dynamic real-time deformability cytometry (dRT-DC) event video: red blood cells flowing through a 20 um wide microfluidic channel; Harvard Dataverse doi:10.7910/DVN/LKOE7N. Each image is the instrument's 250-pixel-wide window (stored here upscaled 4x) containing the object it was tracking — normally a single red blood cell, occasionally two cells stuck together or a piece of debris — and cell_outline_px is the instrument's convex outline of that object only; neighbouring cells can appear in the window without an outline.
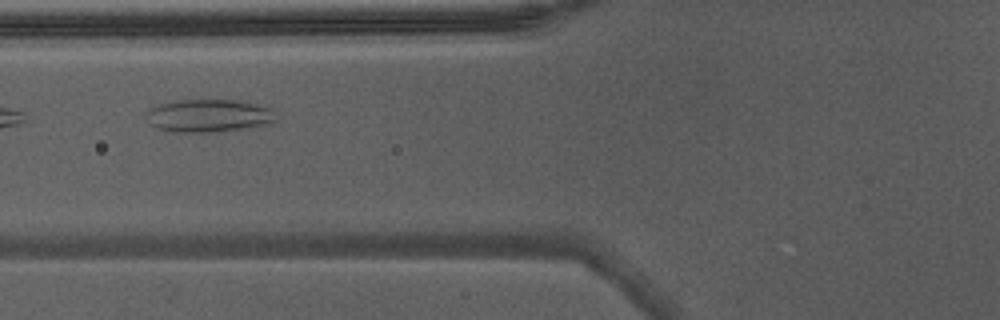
{"species": "Egyptian fruit bat (a non-hibernating species)", "species_latin": "Rousettus aegyptiacus", "temperature_condition": "warm", "stored_images_in_passage": 4, "camera_frame_rate_fps": 3000, "um_per_image_px": 0.085, "animal": {"sex": "male"}, "frame": {"image": 1, "passage_image": 4, "time_ms": 1.0, "image_size_px": [1000, 320], "cell_outline_px": [[276, 120], [272, 124], [248, 128], [208, 132], [172, 132], [156, 128], [144, 116], [144, 112], [160, 104], [180, 100], [232, 100], [256, 104], [272, 108], [276, 112]], "centroid_in_image_um": [17.77, 9.84], "position_along_channel_um": 108.0, "area_um2": 24.97}}